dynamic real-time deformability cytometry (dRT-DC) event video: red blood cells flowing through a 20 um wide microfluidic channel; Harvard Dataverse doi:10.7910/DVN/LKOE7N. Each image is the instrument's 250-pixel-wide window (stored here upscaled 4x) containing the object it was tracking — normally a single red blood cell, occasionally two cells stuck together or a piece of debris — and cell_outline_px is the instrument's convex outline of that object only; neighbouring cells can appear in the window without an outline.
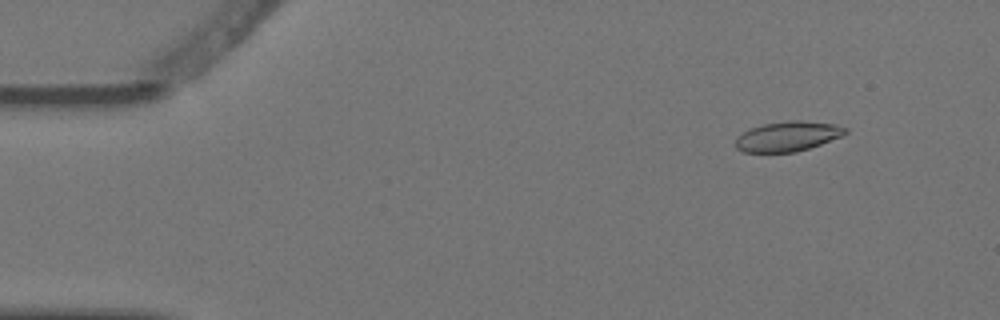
{"species": "Egyptian fruit bat (a non-hibernating species)", "species_latin": "Rousettus aegyptiacus", "temperature_condition": "warm", "stored_images_in_passage": 6, "camera_frame_rate_fps": 3000, "um_per_image_px": 0.085, "animal": {"sex": "female"}, "frame": {"image": 1, "passage_image": 2, "time_ms": 0.333, "image_size_px": [1000, 320], "cell_outline_px": [[848, 132], [840, 136], [820, 144], [796, 152], [744, 152], [736, 148], [736, 140], [748, 128], [764, 124], [788, 120], [800, 120], [836, 124], [848, 128]], "centroid_in_image_um": [66.97, 11.58], "position_along_channel_um": 18.0, "area_um2": 19.02}}
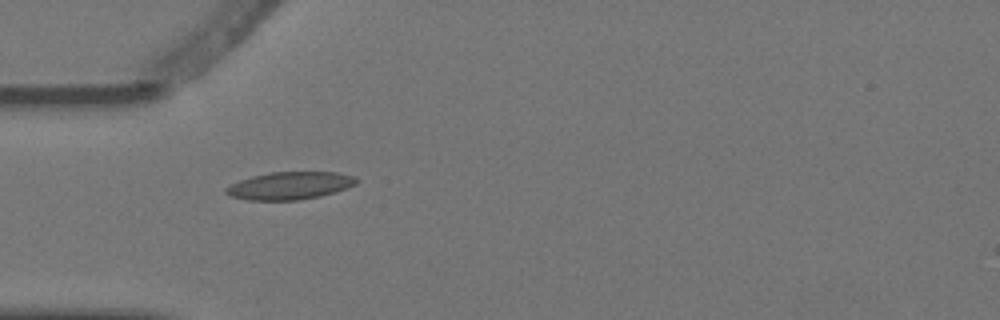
{"frame": {"image": 2, "passage_image": 5, "time_ms": 1.333, "image_size_px": [1000, 320], "cell_outline_px": [[360, 180], [356, 184], [348, 188], [336, 192], [320, 196], [300, 200], [248, 200], [228, 196], [224, 192], [224, 188], [240, 180], [252, 176], [272, 172], [336, 172], [356, 176]], "centroid_in_image_um": [24.66, 15.78], "position_along_channel_um": 60.3, "area_um2": 21.21}}
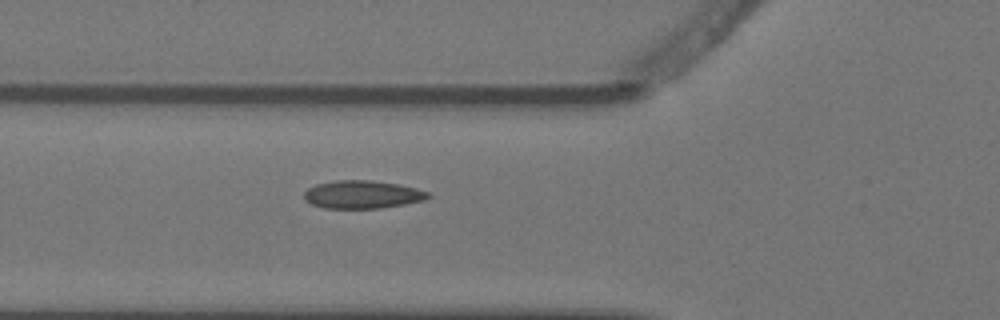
{"frame": {"image": 3, "passage_image": 6, "time_ms": 1.667, "image_size_px": [1000, 320], "cell_outline_px": [[432, 196], [424, 200], [404, 204], [380, 208], [324, 208], [312, 204], [304, 200], [304, 192], [308, 188], [316, 184], [336, 180], [368, 180], [396, 184], [416, 188], [428, 192]], "centroid_in_image_um": [30.78, 16.53], "position_along_channel_um": 95.0, "area_um2": 20.11}}